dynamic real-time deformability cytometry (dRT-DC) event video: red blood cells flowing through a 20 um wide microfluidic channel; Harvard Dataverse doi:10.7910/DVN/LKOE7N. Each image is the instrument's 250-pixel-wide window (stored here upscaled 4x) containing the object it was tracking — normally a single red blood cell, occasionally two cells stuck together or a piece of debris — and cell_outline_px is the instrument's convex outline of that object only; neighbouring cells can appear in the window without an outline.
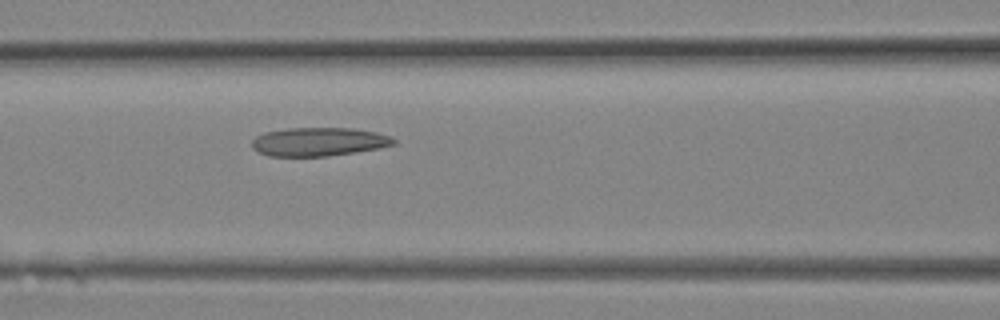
{"species": "Egyptian fruit bat (a non-hibernating species)", "species_latin": "Rousettus aegyptiacus", "temperature_condition": "room temperature", "stored_images_in_passage": 11, "camera_frame_rate_fps": 3000, "um_per_image_px": 0.085, "animal": {"sex": "female"}, "frame": {"image": 1, "passage_image": 11, "time_ms": 3.333, "image_size_px": [1000, 320], "cell_outline_px": [[396, 144], [380, 148], [328, 156], [268, 156], [252, 148], [252, 140], [256, 136], [264, 132], [288, 128], [356, 128], [376, 132], [388, 136], [396, 140]], "centroid_in_image_um": [27.09, 12.04], "position_along_channel_um": 139.5, "area_um2": 23.64}}